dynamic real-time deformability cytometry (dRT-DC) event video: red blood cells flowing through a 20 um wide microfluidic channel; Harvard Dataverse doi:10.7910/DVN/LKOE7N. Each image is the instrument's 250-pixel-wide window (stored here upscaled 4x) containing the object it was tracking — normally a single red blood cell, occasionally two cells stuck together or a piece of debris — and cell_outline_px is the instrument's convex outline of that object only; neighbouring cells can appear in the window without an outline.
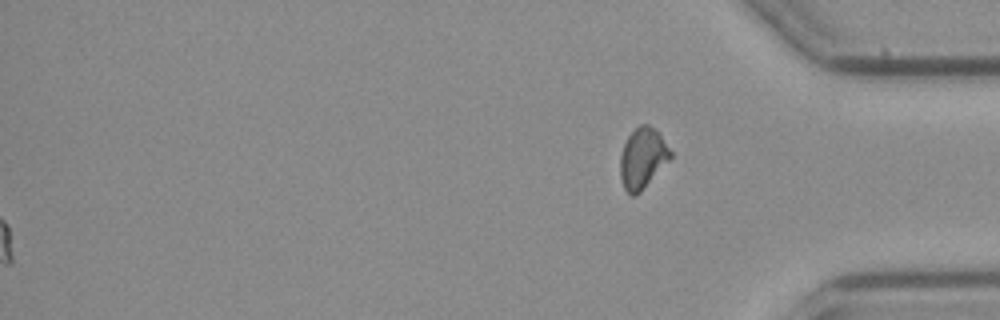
{"species": "common noctule bat (a hibernating species)", "species_latin": "Nyctalus noctula", "temperature_condition": "cold", "stored_images_in_passage": 55, "segment_of_instrument_passage": [2, 2], "camera_frame_rate_fps": 3000, "um_per_image_px": 0.085, "animal": {"sex": "female", "body_mass_g": 21.9}, "frame": {"image": 1, "passage_image": 55, "time_ms": 18.0, "image_size_px": [1000, 320], "cell_outline_px": [[672, 156], [640, 192], [636, 196], [632, 196], [624, 188], [620, 176], [620, 156], [624, 144], [628, 136], [640, 124], [648, 124], [656, 128], [672, 152]], "centroid_in_image_um": [54.61, 13.42], "position_along_channel_um": 380.6, "area_um2": 17.57}}